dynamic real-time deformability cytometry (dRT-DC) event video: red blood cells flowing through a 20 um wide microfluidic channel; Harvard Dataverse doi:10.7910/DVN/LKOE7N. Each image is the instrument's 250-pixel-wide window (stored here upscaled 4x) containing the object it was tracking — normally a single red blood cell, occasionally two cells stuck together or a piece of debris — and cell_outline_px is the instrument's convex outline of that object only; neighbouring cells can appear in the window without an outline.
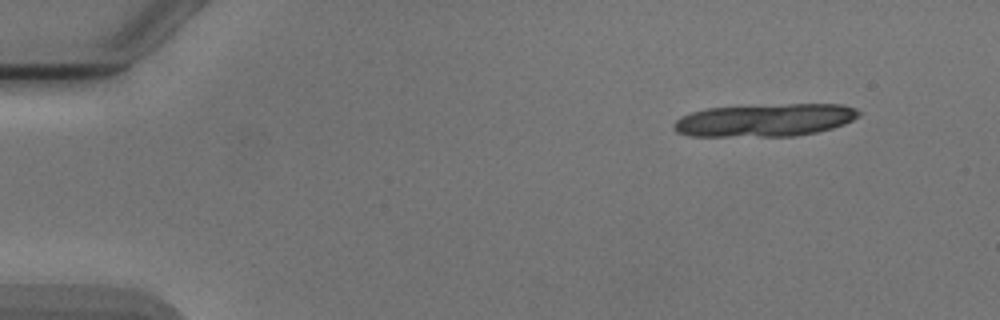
{"species": "Egyptian fruit bat (a non-hibernating species)", "species_latin": "Rousettus aegyptiacus", "temperature_condition": "cold", "stored_images_in_passage": 3, "camera_frame_rate_fps": 3000, "um_per_image_px": 0.085, "animal": {"sex": "male"}, "frame": {"image": 1, "passage_image": 1, "time_ms": 0.0, "image_size_px": [1000, 320], "cell_outline_px": [[860, 116], [844, 124], [832, 128], [816, 132], [792, 136], [688, 136], [676, 132], [672, 128], [672, 124], [680, 116], [692, 112], [708, 108], [788, 104], [844, 104], [856, 108], [860, 112]], "centroid_in_image_um": [65.01, 10.21], "position_along_channel_um": 20.0, "area_um2": 35.37}}